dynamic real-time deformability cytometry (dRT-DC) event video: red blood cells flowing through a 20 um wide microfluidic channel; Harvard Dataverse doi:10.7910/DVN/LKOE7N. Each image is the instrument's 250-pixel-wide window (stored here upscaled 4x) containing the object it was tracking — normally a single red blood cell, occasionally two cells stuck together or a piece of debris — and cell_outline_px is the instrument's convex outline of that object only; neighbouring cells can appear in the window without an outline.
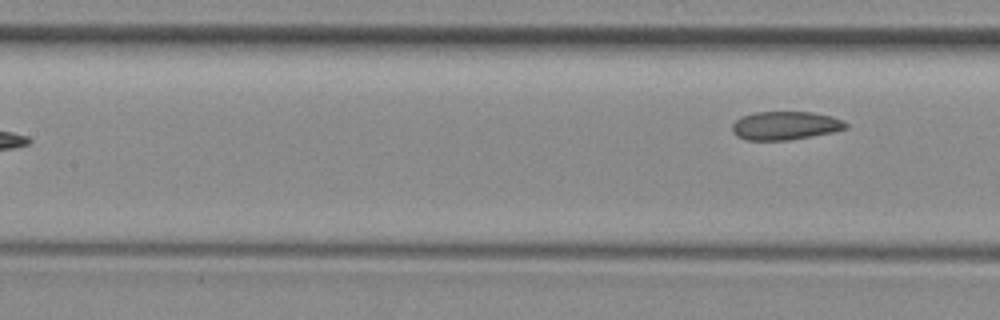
{"species": "common noctule bat (a hibernating species)", "species_latin": "Nyctalus noctula", "temperature_condition": "room temperature", "stored_images_in_passage": 7, "camera_frame_rate_fps": 3000, "um_per_image_px": 0.085, "animal": {"sex": "female", "body_mass_g": 29.2, "forearm_length_mm": 56.3}, "frame": {"image": 1, "passage_image": 7, "time_ms": 8.0, "image_size_px": [1000, 320], "cell_outline_px": [[848, 128], [832, 132], [812, 136], [788, 140], [748, 140], [736, 136], [732, 132], [732, 124], [740, 116], [756, 112], [812, 112], [832, 116], [844, 120], [848, 124]], "centroid_in_image_um": [66.75, 10.67], "position_along_channel_um": 140.7, "area_um2": 18.96}}